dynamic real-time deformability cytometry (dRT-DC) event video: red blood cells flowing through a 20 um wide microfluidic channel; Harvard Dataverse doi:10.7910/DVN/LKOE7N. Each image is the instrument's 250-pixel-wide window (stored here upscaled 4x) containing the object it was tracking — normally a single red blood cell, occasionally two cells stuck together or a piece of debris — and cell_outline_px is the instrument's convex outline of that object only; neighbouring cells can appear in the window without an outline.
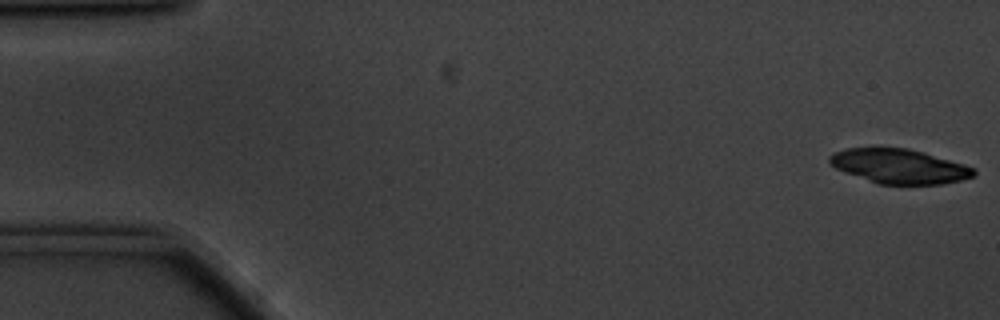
{"species": "common noctule bat (a hibernating species)", "species_latin": "Nyctalus noctula", "temperature_condition": "cold", "stored_images_in_passage": 56, "camera_frame_rate_fps": 3000, "um_per_image_px": 0.085, "animal": {"sex": "male", "body_mass_g": 20.1, "forearm_length_mm": 53.5}, "frame": {"image": 1, "passage_image": 1, "time_ms": 0.0, "image_size_px": [1000, 320], "cell_outline_px": [[976, 176], [944, 184], [880, 184], [844, 172], [828, 164], [828, 156], [836, 152], [848, 148], [908, 148], [924, 152], [976, 168]], "centroid_in_image_um": [76.45, 14.13], "position_along_channel_um": 8.5, "area_um2": 28.9}}
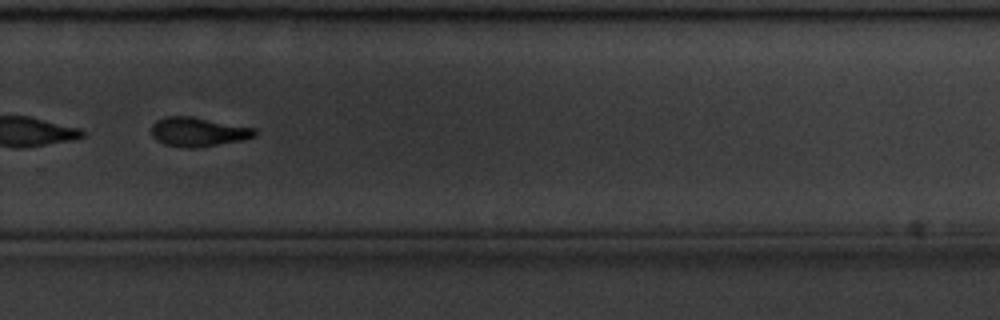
{"frame": {"image": 2, "passage_image": 39, "time_ms": 12.667, "image_size_px": [1000, 320], "cell_outline_px": [[256, 136], [240, 140], [196, 148], [188, 148], [164, 144], [156, 140], [152, 136], [152, 124], [156, 120], [164, 116], [192, 116], [256, 128]], "centroid_in_image_um": [16.81, 11.2], "position_along_channel_um": 313.0, "area_um2": 17.57}, "authors_computed_cell_mechanics": {"area_um2": 19.5942, "velocity_mm_per_s": 3.4541, "shape_relaxation_time_tau1_ms": 3.0959, "shape_relaxation_time_tau2_ms": null, "deformation_change_tau1": 0.1556, "deformation_change_tau2": null}}